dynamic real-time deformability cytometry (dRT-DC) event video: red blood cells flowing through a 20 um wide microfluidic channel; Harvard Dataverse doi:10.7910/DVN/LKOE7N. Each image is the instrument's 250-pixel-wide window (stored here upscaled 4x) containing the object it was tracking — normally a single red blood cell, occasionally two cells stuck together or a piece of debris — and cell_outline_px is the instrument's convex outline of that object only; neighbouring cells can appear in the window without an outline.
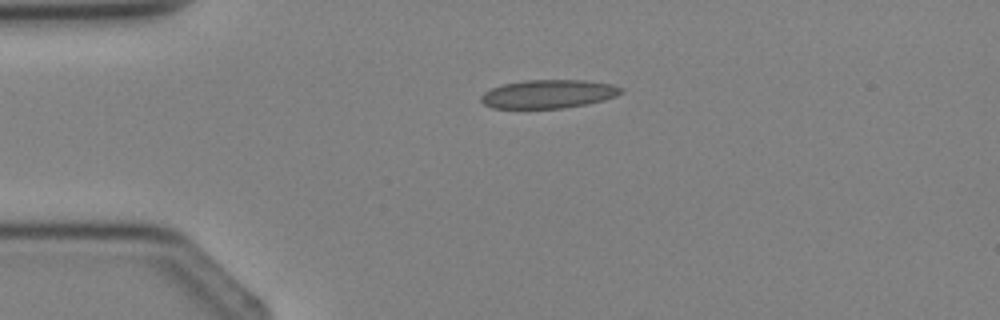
{"species": "Egyptian fruit bat (a non-hibernating species)", "species_latin": "Rousettus aegyptiacus", "temperature_condition": "cold", "stored_images_in_passage": 1, "camera_frame_rate_fps": 3000, "um_per_image_px": 0.085, "animal": {"sex": "female"}, "frame": {"image": 1, "passage_image": 1, "time_ms": 0.0, "image_size_px": [1000, 320], "cell_outline_px": [[624, 92], [616, 96], [604, 100], [588, 104], [564, 108], [492, 108], [484, 104], [480, 100], [480, 96], [484, 92], [492, 88], [504, 84], [524, 80], [584, 80], [612, 84], [624, 88]], "centroid_in_image_um": [46.64, 7.99], "position_along_channel_um": 38.4, "area_um2": 23.41}}